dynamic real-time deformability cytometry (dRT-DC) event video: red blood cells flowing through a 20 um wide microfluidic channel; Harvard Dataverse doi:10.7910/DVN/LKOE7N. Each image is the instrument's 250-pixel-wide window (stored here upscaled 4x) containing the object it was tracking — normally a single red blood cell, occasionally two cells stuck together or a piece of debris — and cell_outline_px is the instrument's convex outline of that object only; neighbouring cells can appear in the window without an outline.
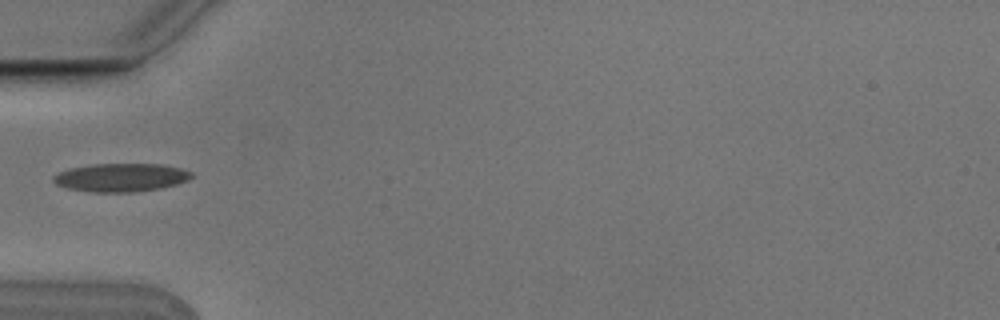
{"species": "Egyptian fruit bat (a non-hibernating species)", "species_latin": "Rousettus aegyptiacus", "temperature_condition": "cold", "stored_images_in_passage": 1, "camera_frame_rate_fps": 3000, "um_per_image_px": 0.085, "animal": {"sex": "male"}, "frame": {"image": 1, "passage_image": 1, "time_ms": 0.0, "image_size_px": [1000, 320], "cell_outline_px": [[192, 176], [188, 180], [176, 184], [160, 188], [132, 192], [88, 192], [68, 188], [56, 184], [52, 180], [52, 176], [60, 172], [72, 168], [92, 164], [160, 164], [180, 168], [192, 172]], "centroid_in_image_um": [10.27, 15.09], "position_along_channel_um": 74.7, "area_um2": 22.66}}